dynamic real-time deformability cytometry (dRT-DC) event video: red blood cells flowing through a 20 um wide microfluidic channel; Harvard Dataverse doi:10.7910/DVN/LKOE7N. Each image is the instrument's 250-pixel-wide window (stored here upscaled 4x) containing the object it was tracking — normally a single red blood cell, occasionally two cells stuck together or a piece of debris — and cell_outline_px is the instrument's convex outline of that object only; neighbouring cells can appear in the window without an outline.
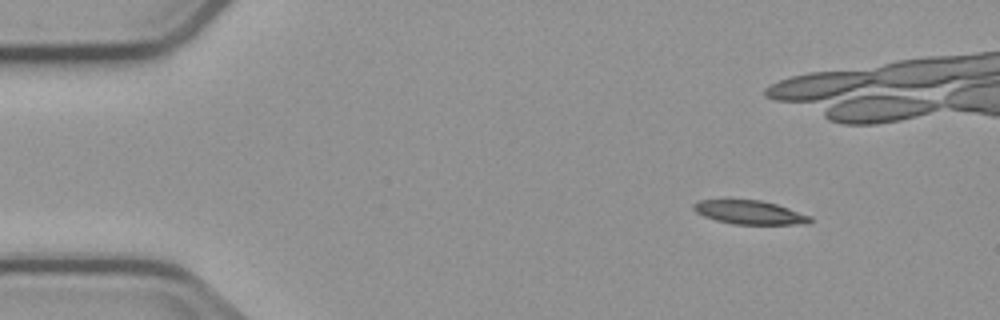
{"species": "common noctule bat (a hibernating species)", "species_latin": "Nyctalus noctula", "temperature_condition": "cold", "stored_images_in_passage": 6, "segment_of_instrument_passage": [2, 2], "camera_frame_rate_fps": 3000, "um_per_image_px": 0.085, "animal": {"sex": "male", "body_mass_g": 23.1, "forearm_length_mm": 52.7}, "frame": {"image": 1, "passage_image": 6, "time_ms": 9.0, "image_size_px": [1000, 320], "cell_outline_px": [[812, 220], [808, 224], [732, 224], [716, 220], [704, 216], [696, 212], [692, 208], [692, 204], [700, 200], [728, 196], [760, 200], [776, 204], [812, 216]], "centroid_in_image_um": [63.64, 18.0], "position_along_channel_um": 21.4, "area_um2": 16.94}}